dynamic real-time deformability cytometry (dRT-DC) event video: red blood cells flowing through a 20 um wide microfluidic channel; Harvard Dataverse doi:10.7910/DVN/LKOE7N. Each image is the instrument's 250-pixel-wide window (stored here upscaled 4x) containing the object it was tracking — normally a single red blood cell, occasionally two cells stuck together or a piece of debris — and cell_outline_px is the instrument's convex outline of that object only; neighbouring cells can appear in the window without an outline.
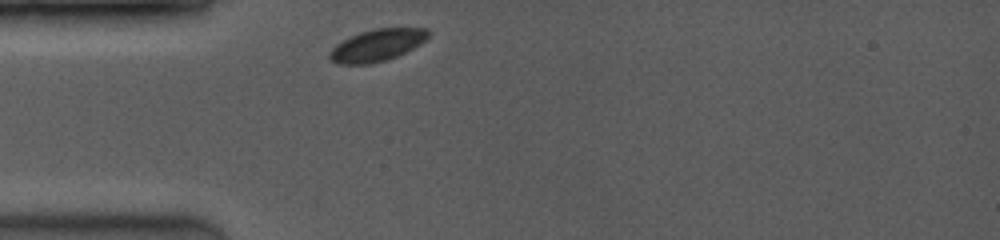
{"species": "common noctule bat (a hibernating species)", "species_latin": "Nyctalus noctula", "temperature_condition": "room temperature", "stored_images_in_passage": 18, "camera_frame_rate_fps": 3500, "um_per_image_px": 0.085, "animal": {"sex": "female", "body_mass_g": 19.0, "forearm_length_mm": 53.3}, "frame": {"image": 1, "passage_image": 1, "time_ms": 0.0, "image_size_px": [1000, 240], "cell_outline_px": [[432, 32], [420, 44], [396, 56], [384, 60], [368, 64], [336, 64], [328, 60], [328, 52], [336, 44], [360, 32], [372, 28], [428, 28]], "centroid_in_image_um": [32.02, 3.84], "position_along_channel_um": 53.0, "area_um2": 18.38}}
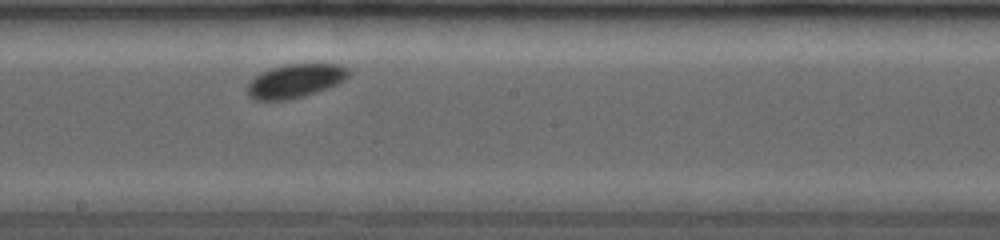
{"frame": {"image": 2, "passage_image": 11, "time_ms": 4.571, "image_size_px": [1000, 240], "cell_outline_px": [[348, 76], [344, 80], [328, 88], [304, 96], [288, 100], [256, 100], [248, 96], [248, 84], [260, 72], [284, 64], [340, 64], [348, 68]], "centroid_in_image_um": [25.09, 6.88], "position_along_channel_um": 223.1, "area_um2": 19.77}}
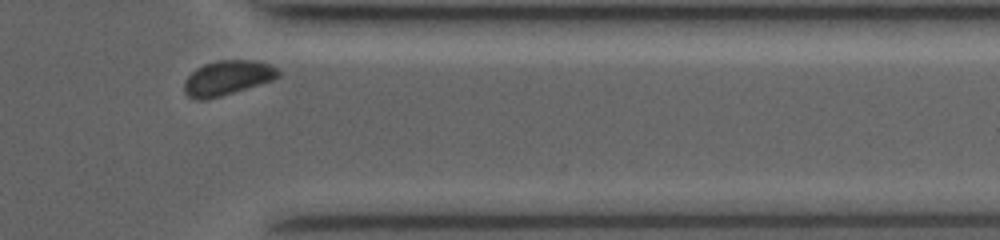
{"frame": {"image": 3, "passage_image": 18, "time_ms": 8.857, "image_size_px": [1000, 240], "cell_outline_px": [[280, 76], [272, 80], [260, 84], [220, 96], [204, 100], [196, 100], [188, 96], [184, 92], [184, 80], [196, 68], [204, 64], [220, 60], [252, 60], [268, 64], [276, 68], [280, 72]], "centroid_in_image_um": [19.3, 6.62], "position_along_channel_um": 392.1, "area_um2": 18.84}, "authors_computed_cell_mechanics": {"area_um2": 19.8832, "velocity_mm_per_s": 3.8942, "shape_relaxation_time_tau1_ms": 0.6689, "shape_relaxation_time_tau2_ms": null, "deformation_change_tau1": 0.0213, "deformation_change_tau2": null}}